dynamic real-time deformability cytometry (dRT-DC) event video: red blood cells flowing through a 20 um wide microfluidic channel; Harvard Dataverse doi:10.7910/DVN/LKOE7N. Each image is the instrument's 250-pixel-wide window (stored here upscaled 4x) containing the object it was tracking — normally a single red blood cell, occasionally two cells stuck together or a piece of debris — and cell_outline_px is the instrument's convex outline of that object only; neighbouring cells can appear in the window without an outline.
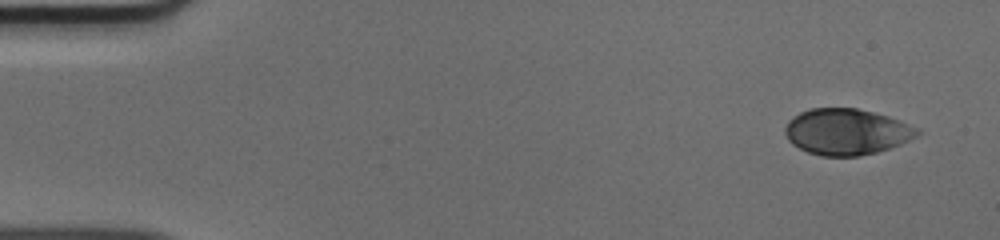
{"species": "human", "species_latin": "Homo sapiens", "temperature_condition": "cold", "stored_images_in_passage": 48, "camera_frame_rate_fps": 3000, "um_per_image_px": 0.085, "donor": {"sex": "male"}, "frame": {"image": 1, "passage_image": 1, "time_ms": 0.0, "image_size_px": [1000, 240], "cell_outline_px": [[920, 132], [916, 136], [900, 144], [876, 152], [860, 156], [820, 156], [808, 152], [792, 144], [788, 140], [784, 132], [784, 128], [788, 120], [792, 116], [808, 108], [856, 108], [888, 116], [920, 128]], "centroid_in_image_um": [71.92, 11.19], "position_along_channel_um": 13.1, "area_um2": 35.6}}
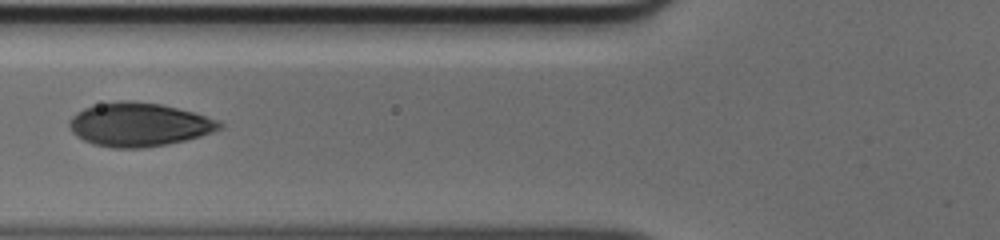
{"frame": {"image": 2, "passage_image": 18, "time_ms": 5.667, "image_size_px": [1000, 240], "cell_outline_px": [[224, 128], [200, 136], [168, 144], [144, 148], [112, 148], [92, 144], [76, 136], [72, 132], [68, 124], [68, 120], [76, 112], [84, 108], [100, 104], [120, 100], [132, 100], [160, 104], [192, 112], [220, 120], [224, 124]], "centroid_in_image_um": [11.81, 10.59], "position_along_channel_um": 114.0, "area_um2": 38.32}}
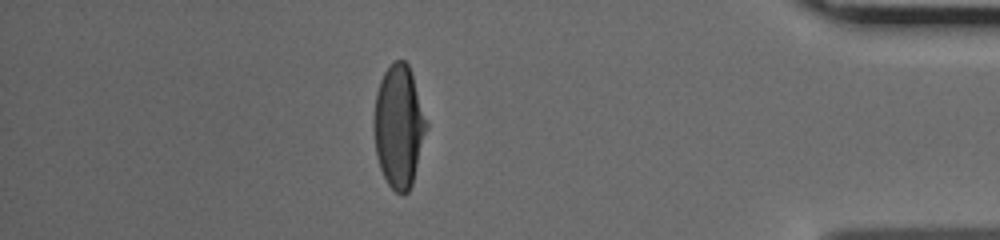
{"frame": {"image": 3, "passage_image": 42, "time_ms": 13.667, "image_size_px": [1000, 240], "cell_outline_px": [[428, 128], [412, 184], [408, 192], [404, 196], [400, 196], [388, 184], [380, 168], [376, 152], [372, 128], [372, 120], [376, 92], [380, 80], [384, 72], [396, 60], [404, 60], [408, 64], [428, 124]], "centroid_in_image_um": [33.88, 10.77], "position_along_channel_um": 401.3, "area_um2": 37.74}}